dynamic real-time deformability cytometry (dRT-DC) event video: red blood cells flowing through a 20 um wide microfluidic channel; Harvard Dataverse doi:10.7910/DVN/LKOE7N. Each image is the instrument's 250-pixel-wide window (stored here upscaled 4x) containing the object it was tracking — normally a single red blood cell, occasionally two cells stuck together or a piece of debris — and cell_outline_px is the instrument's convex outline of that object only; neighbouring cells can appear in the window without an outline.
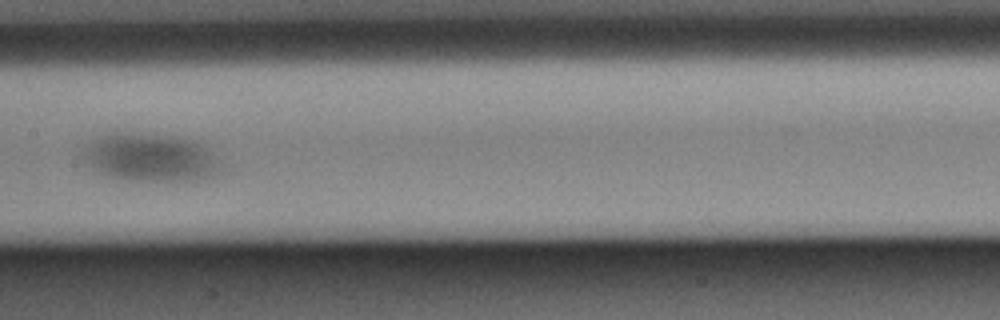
{"species": "Egyptian fruit bat (a non-hibernating species)", "species_latin": "Rousettus aegyptiacus", "temperature_condition": "warm", "stored_images_in_passage": 34, "camera_frame_rate_fps": 3000, "um_per_image_px": 0.085, "animal": {"sex": "male"}, "frame": {"image": 1, "passage_image": 13, "time_ms": 4.0, "image_size_px": [1000, 320], "cell_outline_px": [[220, 172], [212, 176], [196, 180], [128, 180], [108, 176], [96, 172], [88, 164], [84, 156], [84, 148], [88, 144], [100, 136], [108, 132], [124, 132], [172, 136], [196, 140], [204, 144], [212, 152], [220, 164]], "centroid_in_image_um": [12.79, 13.37], "position_along_channel_um": 194.6, "area_um2": 38.55}}
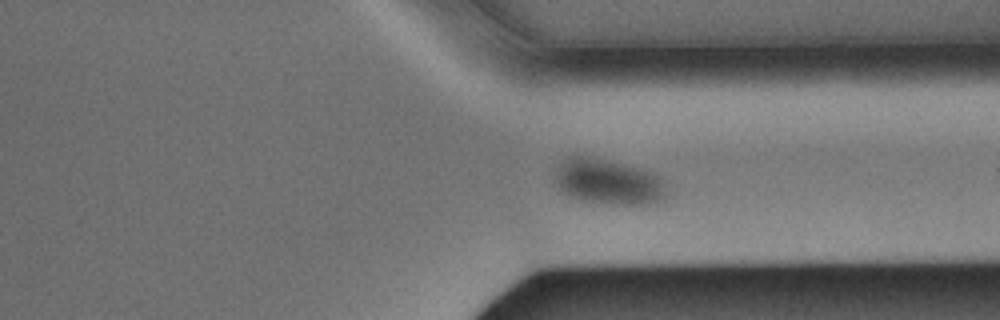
{"frame": {"image": 2, "passage_image": 22, "time_ms": 7.0, "image_size_px": [1000, 320], "cell_outline_px": [[672, 196], [656, 204], [596, 204], [576, 200], [568, 196], [552, 180], [556, 168], [568, 156], [588, 156], [608, 160], [656, 172], [660, 176]], "centroid_in_image_um": [51.75, 15.48], "position_along_channel_um": 359.6, "area_um2": 30.75}}